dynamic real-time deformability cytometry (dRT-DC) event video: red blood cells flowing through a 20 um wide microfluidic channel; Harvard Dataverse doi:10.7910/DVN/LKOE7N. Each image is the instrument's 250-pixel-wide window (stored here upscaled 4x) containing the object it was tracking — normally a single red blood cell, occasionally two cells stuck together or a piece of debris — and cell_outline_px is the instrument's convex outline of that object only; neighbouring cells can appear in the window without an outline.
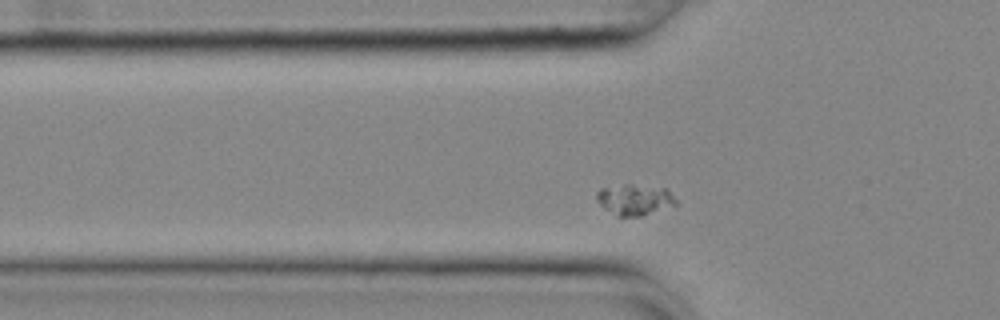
{"species": "common noctule bat (a hibernating species)", "species_latin": "Nyctalus noctula", "temperature_condition": "cold", "stored_images_in_passage": 39, "camera_frame_rate_fps": 3000, "um_per_image_px": 0.085, "animal": {"sex": "female", "body_mass_g": 25.1}, "frame": {"image": 1, "passage_image": 6, "time_ms": 1.667, "image_size_px": [1000, 320], "cell_outline_px": [[680, 204], [640, 216], [616, 216], [604, 208], [596, 200], [596, 192], [600, 188], [624, 184], [632, 184], [668, 188]], "centroid_in_image_um": [53.98, 16.95], "position_along_channel_um": 71.8, "area_um2": 14.57}}
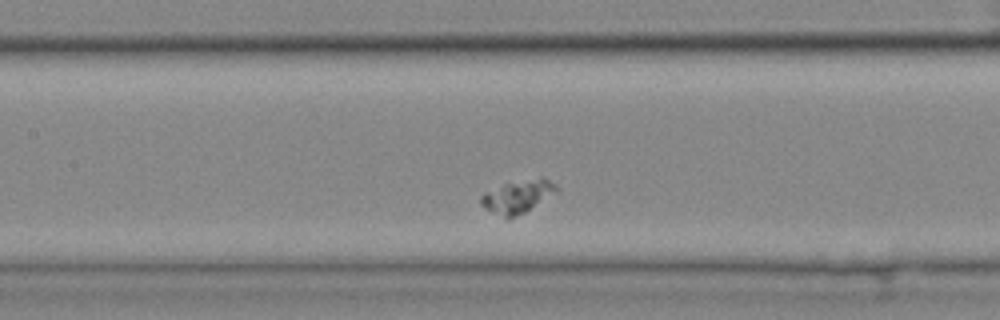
{"frame": {"image": 2, "passage_image": 14, "time_ms": 4.333, "image_size_px": [1000, 320], "cell_outline_px": [[560, 188], [524, 212], [508, 220], [484, 208], [480, 204], [480, 196], [484, 192], [504, 184], [540, 176], [556, 184]], "centroid_in_image_um": [43.95, 16.7], "position_along_channel_um": 163.5, "area_um2": 14.28}}
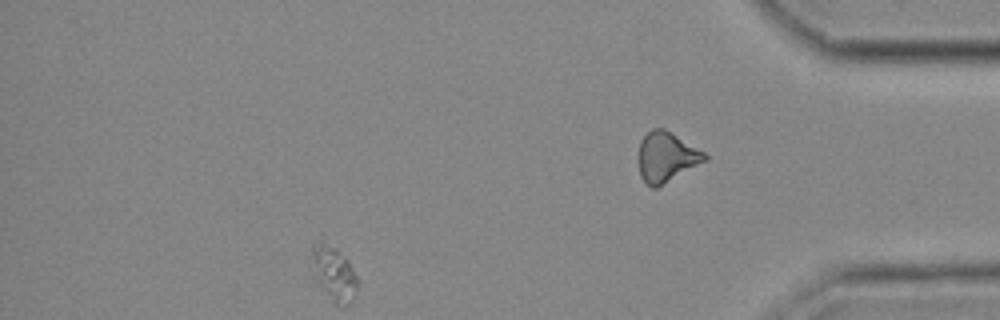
{"frame": {"image": 3, "passage_image": 39, "time_ms": 12.667, "image_size_px": [1000, 320], "cell_outline_px": [[708, 160], [656, 188], [652, 188], [640, 176], [640, 140], [652, 128], [664, 128], [704, 152], [708, 156]], "centroid_in_image_um": [56.67, 13.34], "position_along_channel_um": 378.5, "area_um2": 18.96}}